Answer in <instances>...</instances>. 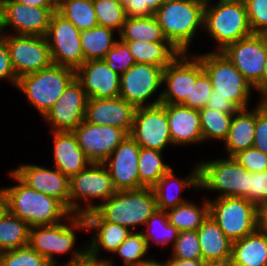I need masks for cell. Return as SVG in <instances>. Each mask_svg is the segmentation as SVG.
I'll return each mask as SVG.
<instances>
[{"mask_svg": "<svg viewBox=\"0 0 267 266\" xmlns=\"http://www.w3.org/2000/svg\"><path fill=\"white\" fill-rule=\"evenodd\" d=\"M11 176L18 185L3 188L11 214L21 218L30 227L56 224L65 216L70 218L71 212L61 201L29 188L12 171Z\"/></svg>", "mask_w": 267, "mask_h": 266, "instance_id": "cell-1", "label": "cell"}, {"mask_svg": "<svg viewBox=\"0 0 267 266\" xmlns=\"http://www.w3.org/2000/svg\"><path fill=\"white\" fill-rule=\"evenodd\" d=\"M206 0H182L162 4L154 13L165 38L180 53H187L198 27L204 28Z\"/></svg>", "mask_w": 267, "mask_h": 266, "instance_id": "cell-2", "label": "cell"}, {"mask_svg": "<svg viewBox=\"0 0 267 266\" xmlns=\"http://www.w3.org/2000/svg\"><path fill=\"white\" fill-rule=\"evenodd\" d=\"M95 211L106 221L129 227L144 225L157 211L156 195L151 187L136 190H120Z\"/></svg>", "mask_w": 267, "mask_h": 266, "instance_id": "cell-3", "label": "cell"}, {"mask_svg": "<svg viewBox=\"0 0 267 266\" xmlns=\"http://www.w3.org/2000/svg\"><path fill=\"white\" fill-rule=\"evenodd\" d=\"M209 2L205 3L204 29L218 42V51L253 34L243 0H219L214 6Z\"/></svg>", "mask_w": 267, "mask_h": 266, "instance_id": "cell-4", "label": "cell"}, {"mask_svg": "<svg viewBox=\"0 0 267 266\" xmlns=\"http://www.w3.org/2000/svg\"><path fill=\"white\" fill-rule=\"evenodd\" d=\"M74 79V69L52 64L20 77L16 87L26 94L30 103L44 117Z\"/></svg>", "mask_w": 267, "mask_h": 266, "instance_id": "cell-5", "label": "cell"}, {"mask_svg": "<svg viewBox=\"0 0 267 266\" xmlns=\"http://www.w3.org/2000/svg\"><path fill=\"white\" fill-rule=\"evenodd\" d=\"M211 79L214 95L227 97L239 110L248 108L251 85L221 52L197 56Z\"/></svg>", "mask_w": 267, "mask_h": 266, "instance_id": "cell-6", "label": "cell"}, {"mask_svg": "<svg viewBox=\"0 0 267 266\" xmlns=\"http://www.w3.org/2000/svg\"><path fill=\"white\" fill-rule=\"evenodd\" d=\"M199 188L220 191L219 197H241L249 194L250 172L234 157L198 164Z\"/></svg>", "mask_w": 267, "mask_h": 266, "instance_id": "cell-7", "label": "cell"}, {"mask_svg": "<svg viewBox=\"0 0 267 266\" xmlns=\"http://www.w3.org/2000/svg\"><path fill=\"white\" fill-rule=\"evenodd\" d=\"M209 216L235 242L257 229V205L241 197H218L209 201Z\"/></svg>", "mask_w": 267, "mask_h": 266, "instance_id": "cell-8", "label": "cell"}, {"mask_svg": "<svg viewBox=\"0 0 267 266\" xmlns=\"http://www.w3.org/2000/svg\"><path fill=\"white\" fill-rule=\"evenodd\" d=\"M89 167V168H88ZM106 164L90 163L85 169L69 178L70 212L76 215H84L96 209L90 199L100 198L105 202L110 199L116 189ZM85 200L86 208H81L77 199Z\"/></svg>", "mask_w": 267, "mask_h": 266, "instance_id": "cell-9", "label": "cell"}, {"mask_svg": "<svg viewBox=\"0 0 267 266\" xmlns=\"http://www.w3.org/2000/svg\"><path fill=\"white\" fill-rule=\"evenodd\" d=\"M245 80L263 94V71L267 58V34L253 33L221 51Z\"/></svg>", "mask_w": 267, "mask_h": 266, "instance_id": "cell-10", "label": "cell"}, {"mask_svg": "<svg viewBox=\"0 0 267 266\" xmlns=\"http://www.w3.org/2000/svg\"><path fill=\"white\" fill-rule=\"evenodd\" d=\"M71 223L32 226L29 231L28 245L45 257L51 265H56L54 254H65L75 245L76 235L73 229L87 231V223L83 215L70 214Z\"/></svg>", "mask_w": 267, "mask_h": 266, "instance_id": "cell-11", "label": "cell"}, {"mask_svg": "<svg viewBox=\"0 0 267 266\" xmlns=\"http://www.w3.org/2000/svg\"><path fill=\"white\" fill-rule=\"evenodd\" d=\"M0 36L6 41L12 67L18 79L53 64L45 36L17 34L7 36L5 33Z\"/></svg>", "mask_w": 267, "mask_h": 266, "instance_id": "cell-12", "label": "cell"}, {"mask_svg": "<svg viewBox=\"0 0 267 266\" xmlns=\"http://www.w3.org/2000/svg\"><path fill=\"white\" fill-rule=\"evenodd\" d=\"M45 38L53 64L76 70L85 62L80 31L58 12L53 13Z\"/></svg>", "mask_w": 267, "mask_h": 266, "instance_id": "cell-13", "label": "cell"}, {"mask_svg": "<svg viewBox=\"0 0 267 266\" xmlns=\"http://www.w3.org/2000/svg\"><path fill=\"white\" fill-rule=\"evenodd\" d=\"M163 83V68L152 64L135 63L120 76L119 97L135 108L161 104L162 93L150 104L145 102Z\"/></svg>", "mask_w": 267, "mask_h": 266, "instance_id": "cell-14", "label": "cell"}, {"mask_svg": "<svg viewBox=\"0 0 267 266\" xmlns=\"http://www.w3.org/2000/svg\"><path fill=\"white\" fill-rule=\"evenodd\" d=\"M129 135L140 147L163 151L172 144L165 107L158 104L136 108Z\"/></svg>", "mask_w": 267, "mask_h": 266, "instance_id": "cell-15", "label": "cell"}, {"mask_svg": "<svg viewBox=\"0 0 267 266\" xmlns=\"http://www.w3.org/2000/svg\"><path fill=\"white\" fill-rule=\"evenodd\" d=\"M72 132L91 163H104L128 135L118 127L94 125L85 120Z\"/></svg>", "mask_w": 267, "mask_h": 266, "instance_id": "cell-16", "label": "cell"}, {"mask_svg": "<svg viewBox=\"0 0 267 266\" xmlns=\"http://www.w3.org/2000/svg\"><path fill=\"white\" fill-rule=\"evenodd\" d=\"M186 56V53H180L163 69V82L167 84V89L162 92L161 103L181 104L190 96L192 80H197L204 72L197 55L192 61Z\"/></svg>", "mask_w": 267, "mask_h": 266, "instance_id": "cell-17", "label": "cell"}, {"mask_svg": "<svg viewBox=\"0 0 267 266\" xmlns=\"http://www.w3.org/2000/svg\"><path fill=\"white\" fill-rule=\"evenodd\" d=\"M87 96L81 84L74 79L43 117L52 131H73L85 119Z\"/></svg>", "mask_w": 267, "mask_h": 266, "instance_id": "cell-18", "label": "cell"}, {"mask_svg": "<svg viewBox=\"0 0 267 266\" xmlns=\"http://www.w3.org/2000/svg\"><path fill=\"white\" fill-rule=\"evenodd\" d=\"M140 146L127 135L105 160L117 191L139 189L138 158Z\"/></svg>", "mask_w": 267, "mask_h": 266, "instance_id": "cell-19", "label": "cell"}, {"mask_svg": "<svg viewBox=\"0 0 267 266\" xmlns=\"http://www.w3.org/2000/svg\"><path fill=\"white\" fill-rule=\"evenodd\" d=\"M75 79L81 84L88 99L119 97L120 75L104 60L85 61L75 70Z\"/></svg>", "mask_w": 267, "mask_h": 266, "instance_id": "cell-20", "label": "cell"}, {"mask_svg": "<svg viewBox=\"0 0 267 266\" xmlns=\"http://www.w3.org/2000/svg\"><path fill=\"white\" fill-rule=\"evenodd\" d=\"M53 13L54 11L48 8L5 0L0 34L7 26H13L17 35L45 36Z\"/></svg>", "mask_w": 267, "mask_h": 266, "instance_id": "cell-21", "label": "cell"}, {"mask_svg": "<svg viewBox=\"0 0 267 266\" xmlns=\"http://www.w3.org/2000/svg\"><path fill=\"white\" fill-rule=\"evenodd\" d=\"M12 172L29 188L58 199L70 211L69 178L57 168L21 165Z\"/></svg>", "mask_w": 267, "mask_h": 266, "instance_id": "cell-22", "label": "cell"}, {"mask_svg": "<svg viewBox=\"0 0 267 266\" xmlns=\"http://www.w3.org/2000/svg\"><path fill=\"white\" fill-rule=\"evenodd\" d=\"M135 107L121 97L87 100L85 121L99 126H115L128 135L133 124Z\"/></svg>", "mask_w": 267, "mask_h": 266, "instance_id": "cell-23", "label": "cell"}, {"mask_svg": "<svg viewBox=\"0 0 267 266\" xmlns=\"http://www.w3.org/2000/svg\"><path fill=\"white\" fill-rule=\"evenodd\" d=\"M161 104L166 109L172 145L203 141L199 110L181 104Z\"/></svg>", "mask_w": 267, "mask_h": 266, "instance_id": "cell-24", "label": "cell"}, {"mask_svg": "<svg viewBox=\"0 0 267 266\" xmlns=\"http://www.w3.org/2000/svg\"><path fill=\"white\" fill-rule=\"evenodd\" d=\"M202 260L212 266H228L232 256V241L210 217L197 230Z\"/></svg>", "mask_w": 267, "mask_h": 266, "instance_id": "cell-25", "label": "cell"}, {"mask_svg": "<svg viewBox=\"0 0 267 266\" xmlns=\"http://www.w3.org/2000/svg\"><path fill=\"white\" fill-rule=\"evenodd\" d=\"M54 135L55 168L70 178L91 163L72 131H51Z\"/></svg>", "mask_w": 267, "mask_h": 266, "instance_id": "cell-26", "label": "cell"}, {"mask_svg": "<svg viewBox=\"0 0 267 266\" xmlns=\"http://www.w3.org/2000/svg\"><path fill=\"white\" fill-rule=\"evenodd\" d=\"M83 216L87 223V231L98 230L91 244L86 248L87 254L93 258L97 259L101 248L114 253L131 232L125 226L106 222L95 210Z\"/></svg>", "mask_w": 267, "mask_h": 266, "instance_id": "cell-27", "label": "cell"}, {"mask_svg": "<svg viewBox=\"0 0 267 266\" xmlns=\"http://www.w3.org/2000/svg\"><path fill=\"white\" fill-rule=\"evenodd\" d=\"M228 266H267V236L256 229L232 242V256Z\"/></svg>", "mask_w": 267, "mask_h": 266, "instance_id": "cell-28", "label": "cell"}, {"mask_svg": "<svg viewBox=\"0 0 267 266\" xmlns=\"http://www.w3.org/2000/svg\"><path fill=\"white\" fill-rule=\"evenodd\" d=\"M256 125V108L238 110L233 114L228 136L225 140V148L230 157L240 151L251 148L254 142Z\"/></svg>", "mask_w": 267, "mask_h": 266, "instance_id": "cell-29", "label": "cell"}, {"mask_svg": "<svg viewBox=\"0 0 267 266\" xmlns=\"http://www.w3.org/2000/svg\"><path fill=\"white\" fill-rule=\"evenodd\" d=\"M175 182L176 195H171L168 190L173 186L172 182ZM173 182V183H174ZM171 185V186H170ZM174 186V187H175ZM191 186L199 188V167L194 169L191 176L189 175L185 179L179 180L175 177L172 169L165 173L162 178L152 187L156 195L157 210L167 211L169 209L175 208L178 205L186 203L187 201L178 193L181 190H185L186 187L191 188Z\"/></svg>", "mask_w": 267, "mask_h": 266, "instance_id": "cell-30", "label": "cell"}, {"mask_svg": "<svg viewBox=\"0 0 267 266\" xmlns=\"http://www.w3.org/2000/svg\"><path fill=\"white\" fill-rule=\"evenodd\" d=\"M122 42L127 45L136 63L152 64L163 69L180 54L170 42Z\"/></svg>", "mask_w": 267, "mask_h": 266, "instance_id": "cell-31", "label": "cell"}, {"mask_svg": "<svg viewBox=\"0 0 267 266\" xmlns=\"http://www.w3.org/2000/svg\"><path fill=\"white\" fill-rule=\"evenodd\" d=\"M119 35L121 41L169 42L154 15L126 17Z\"/></svg>", "mask_w": 267, "mask_h": 266, "instance_id": "cell-32", "label": "cell"}, {"mask_svg": "<svg viewBox=\"0 0 267 266\" xmlns=\"http://www.w3.org/2000/svg\"><path fill=\"white\" fill-rule=\"evenodd\" d=\"M113 29L96 26L80 32V44L85 61L103 60L117 41Z\"/></svg>", "mask_w": 267, "mask_h": 266, "instance_id": "cell-33", "label": "cell"}, {"mask_svg": "<svg viewBox=\"0 0 267 266\" xmlns=\"http://www.w3.org/2000/svg\"><path fill=\"white\" fill-rule=\"evenodd\" d=\"M166 213L169 223L179 231H197L209 216V201L200 208L187 201Z\"/></svg>", "mask_w": 267, "mask_h": 266, "instance_id": "cell-34", "label": "cell"}, {"mask_svg": "<svg viewBox=\"0 0 267 266\" xmlns=\"http://www.w3.org/2000/svg\"><path fill=\"white\" fill-rule=\"evenodd\" d=\"M30 226L9 211L0 219V253L28 245Z\"/></svg>", "mask_w": 267, "mask_h": 266, "instance_id": "cell-35", "label": "cell"}, {"mask_svg": "<svg viewBox=\"0 0 267 266\" xmlns=\"http://www.w3.org/2000/svg\"><path fill=\"white\" fill-rule=\"evenodd\" d=\"M162 151L140 147L138 158L139 189L153 187L171 167L163 163Z\"/></svg>", "mask_w": 267, "mask_h": 266, "instance_id": "cell-36", "label": "cell"}, {"mask_svg": "<svg viewBox=\"0 0 267 266\" xmlns=\"http://www.w3.org/2000/svg\"><path fill=\"white\" fill-rule=\"evenodd\" d=\"M57 12L80 32L98 26L93 0H61Z\"/></svg>", "mask_w": 267, "mask_h": 266, "instance_id": "cell-37", "label": "cell"}, {"mask_svg": "<svg viewBox=\"0 0 267 266\" xmlns=\"http://www.w3.org/2000/svg\"><path fill=\"white\" fill-rule=\"evenodd\" d=\"M199 112L203 141L210 138L225 141L235 113H223L206 107L199 110Z\"/></svg>", "mask_w": 267, "mask_h": 266, "instance_id": "cell-38", "label": "cell"}, {"mask_svg": "<svg viewBox=\"0 0 267 266\" xmlns=\"http://www.w3.org/2000/svg\"><path fill=\"white\" fill-rule=\"evenodd\" d=\"M99 26L121 32L126 19L124 6L116 0H93Z\"/></svg>", "mask_w": 267, "mask_h": 266, "instance_id": "cell-39", "label": "cell"}, {"mask_svg": "<svg viewBox=\"0 0 267 266\" xmlns=\"http://www.w3.org/2000/svg\"><path fill=\"white\" fill-rule=\"evenodd\" d=\"M148 251L146 239L142 233L130 232L114 252L123 258L125 266H141L147 259H142Z\"/></svg>", "mask_w": 267, "mask_h": 266, "instance_id": "cell-40", "label": "cell"}, {"mask_svg": "<svg viewBox=\"0 0 267 266\" xmlns=\"http://www.w3.org/2000/svg\"><path fill=\"white\" fill-rule=\"evenodd\" d=\"M154 224L155 226L158 225L162 229V235L160 237L157 236V234H154L153 230H151L152 226L155 227ZM146 225L147 233L145 234L142 232V234L147 241L148 248L150 240H153L156 245L159 246L161 244H168L171 240H173L174 244L179 234V230L169 223L166 211L157 210L156 212H154L151 217L146 221Z\"/></svg>", "mask_w": 267, "mask_h": 266, "instance_id": "cell-41", "label": "cell"}, {"mask_svg": "<svg viewBox=\"0 0 267 266\" xmlns=\"http://www.w3.org/2000/svg\"><path fill=\"white\" fill-rule=\"evenodd\" d=\"M0 266H51L45 257L29 245L0 253Z\"/></svg>", "mask_w": 267, "mask_h": 266, "instance_id": "cell-42", "label": "cell"}, {"mask_svg": "<svg viewBox=\"0 0 267 266\" xmlns=\"http://www.w3.org/2000/svg\"><path fill=\"white\" fill-rule=\"evenodd\" d=\"M173 257L179 260H202L197 231H179L172 245Z\"/></svg>", "mask_w": 267, "mask_h": 266, "instance_id": "cell-43", "label": "cell"}, {"mask_svg": "<svg viewBox=\"0 0 267 266\" xmlns=\"http://www.w3.org/2000/svg\"><path fill=\"white\" fill-rule=\"evenodd\" d=\"M212 91L213 87L211 79L204 71L197 80H192L190 96H187L181 105L191 109L201 110L206 107Z\"/></svg>", "mask_w": 267, "mask_h": 266, "instance_id": "cell-44", "label": "cell"}, {"mask_svg": "<svg viewBox=\"0 0 267 266\" xmlns=\"http://www.w3.org/2000/svg\"><path fill=\"white\" fill-rule=\"evenodd\" d=\"M103 60L113 71L117 72L120 76L123 75L124 72L128 71L136 63L127 45L121 40L117 41L114 44V46L108 51L106 57Z\"/></svg>", "mask_w": 267, "mask_h": 266, "instance_id": "cell-45", "label": "cell"}, {"mask_svg": "<svg viewBox=\"0 0 267 266\" xmlns=\"http://www.w3.org/2000/svg\"><path fill=\"white\" fill-rule=\"evenodd\" d=\"M253 33L267 34V0H243Z\"/></svg>", "mask_w": 267, "mask_h": 266, "instance_id": "cell-46", "label": "cell"}, {"mask_svg": "<svg viewBox=\"0 0 267 266\" xmlns=\"http://www.w3.org/2000/svg\"><path fill=\"white\" fill-rule=\"evenodd\" d=\"M233 157L251 173L267 171V154L254 147L240 151Z\"/></svg>", "mask_w": 267, "mask_h": 266, "instance_id": "cell-47", "label": "cell"}, {"mask_svg": "<svg viewBox=\"0 0 267 266\" xmlns=\"http://www.w3.org/2000/svg\"><path fill=\"white\" fill-rule=\"evenodd\" d=\"M245 199L255 205L267 202V171L250 172L249 194Z\"/></svg>", "mask_w": 267, "mask_h": 266, "instance_id": "cell-48", "label": "cell"}, {"mask_svg": "<svg viewBox=\"0 0 267 266\" xmlns=\"http://www.w3.org/2000/svg\"><path fill=\"white\" fill-rule=\"evenodd\" d=\"M254 148L267 154V108L262 102L256 107Z\"/></svg>", "mask_w": 267, "mask_h": 266, "instance_id": "cell-49", "label": "cell"}, {"mask_svg": "<svg viewBox=\"0 0 267 266\" xmlns=\"http://www.w3.org/2000/svg\"><path fill=\"white\" fill-rule=\"evenodd\" d=\"M8 79L17 86L18 77L12 67L6 41L0 36V79Z\"/></svg>", "mask_w": 267, "mask_h": 266, "instance_id": "cell-50", "label": "cell"}, {"mask_svg": "<svg viewBox=\"0 0 267 266\" xmlns=\"http://www.w3.org/2000/svg\"><path fill=\"white\" fill-rule=\"evenodd\" d=\"M69 266H114L109 260L93 258L87 254V249L74 251L73 258L66 264Z\"/></svg>", "mask_w": 267, "mask_h": 266, "instance_id": "cell-51", "label": "cell"}, {"mask_svg": "<svg viewBox=\"0 0 267 266\" xmlns=\"http://www.w3.org/2000/svg\"><path fill=\"white\" fill-rule=\"evenodd\" d=\"M123 6L126 17H150L155 13L149 6H144V0H128Z\"/></svg>", "mask_w": 267, "mask_h": 266, "instance_id": "cell-52", "label": "cell"}, {"mask_svg": "<svg viewBox=\"0 0 267 266\" xmlns=\"http://www.w3.org/2000/svg\"><path fill=\"white\" fill-rule=\"evenodd\" d=\"M206 108L216 109L223 113H236L239 110L227 97L214 95V90L207 101Z\"/></svg>", "mask_w": 267, "mask_h": 266, "instance_id": "cell-53", "label": "cell"}, {"mask_svg": "<svg viewBox=\"0 0 267 266\" xmlns=\"http://www.w3.org/2000/svg\"><path fill=\"white\" fill-rule=\"evenodd\" d=\"M257 230L267 236V202L257 205Z\"/></svg>", "mask_w": 267, "mask_h": 266, "instance_id": "cell-54", "label": "cell"}, {"mask_svg": "<svg viewBox=\"0 0 267 266\" xmlns=\"http://www.w3.org/2000/svg\"><path fill=\"white\" fill-rule=\"evenodd\" d=\"M18 3L24 4L26 6L43 7L58 11V2L56 0H14Z\"/></svg>", "mask_w": 267, "mask_h": 266, "instance_id": "cell-55", "label": "cell"}, {"mask_svg": "<svg viewBox=\"0 0 267 266\" xmlns=\"http://www.w3.org/2000/svg\"><path fill=\"white\" fill-rule=\"evenodd\" d=\"M169 266H212L208 262L203 260H179V259H169Z\"/></svg>", "mask_w": 267, "mask_h": 266, "instance_id": "cell-56", "label": "cell"}, {"mask_svg": "<svg viewBox=\"0 0 267 266\" xmlns=\"http://www.w3.org/2000/svg\"><path fill=\"white\" fill-rule=\"evenodd\" d=\"M8 211V201L6 193L3 189H0V219L7 213Z\"/></svg>", "mask_w": 267, "mask_h": 266, "instance_id": "cell-57", "label": "cell"}, {"mask_svg": "<svg viewBox=\"0 0 267 266\" xmlns=\"http://www.w3.org/2000/svg\"><path fill=\"white\" fill-rule=\"evenodd\" d=\"M162 4V0H144V6H149L154 12H156Z\"/></svg>", "mask_w": 267, "mask_h": 266, "instance_id": "cell-58", "label": "cell"}, {"mask_svg": "<svg viewBox=\"0 0 267 266\" xmlns=\"http://www.w3.org/2000/svg\"><path fill=\"white\" fill-rule=\"evenodd\" d=\"M264 71H263V96L267 95V58L264 64Z\"/></svg>", "mask_w": 267, "mask_h": 266, "instance_id": "cell-59", "label": "cell"}, {"mask_svg": "<svg viewBox=\"0 0 267 266\" xmlns=\"http://www.w3.org/2000/svg\"><path fill=\"white\" fill-rule=\"evenodd\" d=\"M141 266H169L167 262H158L155 259L145 261Z\"/></svg>", "mask_w": 267, "mask_h": 266, "instance_id": "cell-60", "label": "cell"}, {"mask_svg": "<svg viewBox=\"0 0 267 266\" xmlns=\"http://www.w3.org/2000/svg\"><path fill=\"white\" fill-rule=\"evenodd\" d=\"M4 1L5 0H0V30H1V27H2L3 16H4Z\"/></svg>", "mask_w": 267, "mask_h": 266, "instance_id": "cell-61", "label": "cell"}, {"mask_svg": "<svg viewBox=\"0 0 267 266\" xmlns=\"http://www.w3.org/2000/svg\"><path fill=\"white\" fill-rule=\"evenodd\" d=\"M162 1H163V4H167V3L178 2L182 0H162Z\"/></svg>", "mask_w": 267, "mask_h": 266, "instance_id": "cell-62", "label": "cell"}, {"mask_svg": "<svg viewBox=\"0 0 267 266\" xmlns=\"http://www.w3.org/2000/svg\"><path fill=\"white\" fill-rule=\"evenodd\" d=\"M261 102L264 104V106L267 108V96L263 97Z\"/></svg>", "mask_w": 267, "mask_h": 266, "instance_id": "cell-63", "label": "cell"}, {"mask_svg": "<svg viewBox=\"0 0 267 266\" xmlns=\"http://www.w3.org/2000/svg\"><path fill=\"white\" fill-rule=\"evenodd\" d=\"M116 1H118V2H120L122 5H124V4L126 3V1H128V0H116Z\"/></svg>", "mask_w": 267, "mask_h": 266, "instance_id": "cell-64", "label": "cell"}]
</instances>
